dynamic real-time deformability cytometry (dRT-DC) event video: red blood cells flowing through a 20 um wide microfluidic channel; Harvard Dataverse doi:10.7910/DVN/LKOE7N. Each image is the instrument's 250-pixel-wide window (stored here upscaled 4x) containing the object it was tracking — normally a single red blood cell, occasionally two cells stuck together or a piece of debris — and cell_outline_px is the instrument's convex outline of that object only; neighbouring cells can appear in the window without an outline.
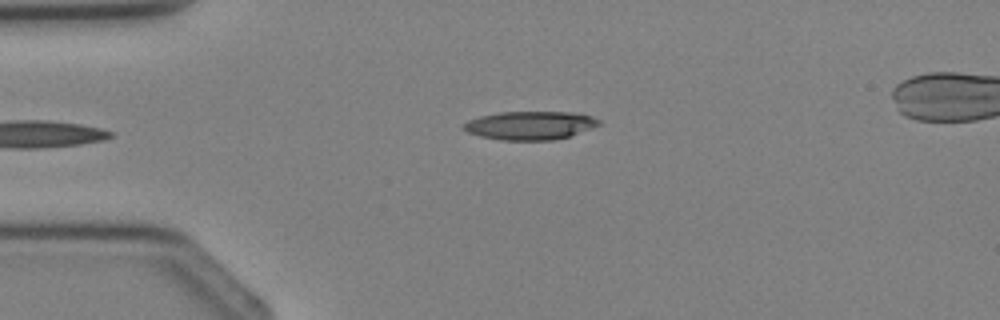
{"species": "Egyptian fruit bat (a non-hibernating species)", "species_latin": "Rousettus aegyptiacus", "temperature_condition": "cold", "stored_images_in_passage": 4, "camera_frame_rate_fps": 3000, "um_per_image_px": 0.085, "animal": {"sex": "female"}, "frame": {"image": 1, "passage_image": 4, "time_ms": 3.333, "image_size_px": [1000, 320], "cell_outline_px": [[600, 124], [592, 128], [568, 136], [552, 140], [500, 140], [480, 136], [468, 132], [460, 128], [460, 124], [468, 120], [480, 116], [500, 112], [572, 112], [592, 116], [600, 120]], "centroid_in_image_um": [45.01, 10.66], "position_along_channel_um": 40.0, "area_um2": 22.48}}